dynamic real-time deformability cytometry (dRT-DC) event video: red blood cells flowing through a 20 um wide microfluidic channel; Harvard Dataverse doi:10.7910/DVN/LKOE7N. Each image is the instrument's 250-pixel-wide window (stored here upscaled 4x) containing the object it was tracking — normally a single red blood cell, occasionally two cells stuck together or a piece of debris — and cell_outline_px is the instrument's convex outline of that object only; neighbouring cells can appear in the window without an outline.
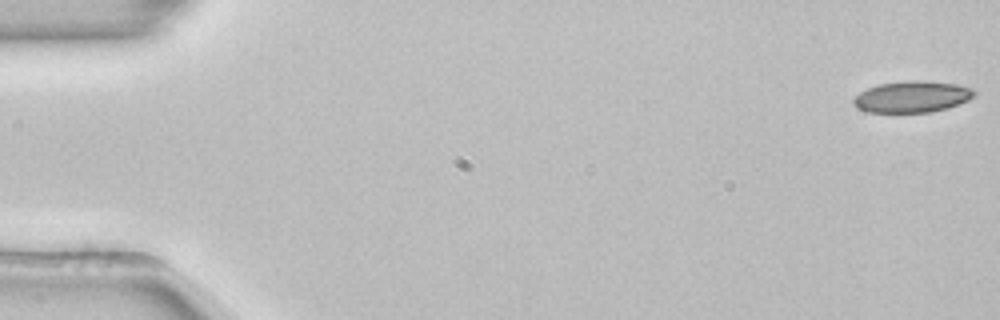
{"species": "common noctule bat (a hibernating species)", "species_latin": "Nyctalus noctula", "temperature_condition": "room temperature", "stored_images_in_passage": 53, "camera_frame_rate_fps": 3000, "um_per_image_px": 0.085, "animal": {"sex": "female", "body_mass_g": 22.7, "forearm_length_mm": 54.2}, "frame": {"image": 1, "passage_image": 1, "time_ms": 0.0, "image_size_px": [1000, 320], "cell_outline_px": [[976, 96], [968, 100], [948, 108], [932, 112], [868, 112], [856, 108], [852, 100], [860, 92], [868, 88], [880, 84], [912, 80], [916, 80], [956, 84], [972, 88], [976, 92]], "centroid_in_image_um": [77.55, 8.23], "position_along_channel_um": 7.5, "area_um2": 22.02}}
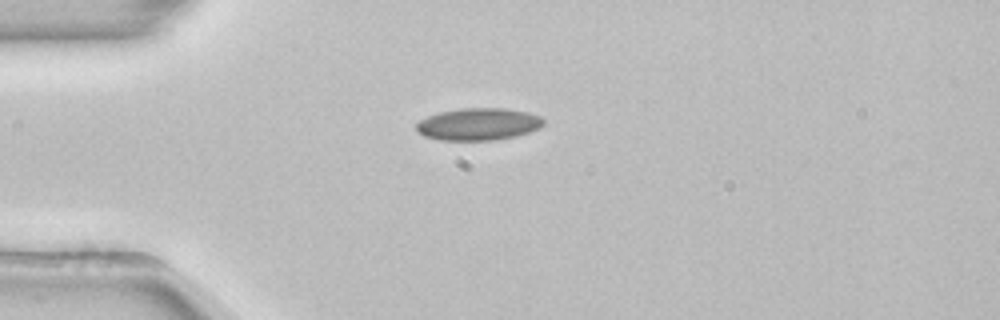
{"frame": {"image": 2, "passage_image": 14, "time_ms": 4.333, "image_size_px": [1000, 320], "cell_outline_px": [[544, 124], [540, 128], [516, 136], [496, 140], [440, 140], [424, 136], [416, 132], [416, 124], [420, 120], [428, 116], [440, 112], [464, 108], [504, 108], [528, 112], [540, 116], [544, 120]], "centroid_in_image_um": [40.67, 10.56], "position_along_channel_um": 44.3, "area_um2": 23.93}}
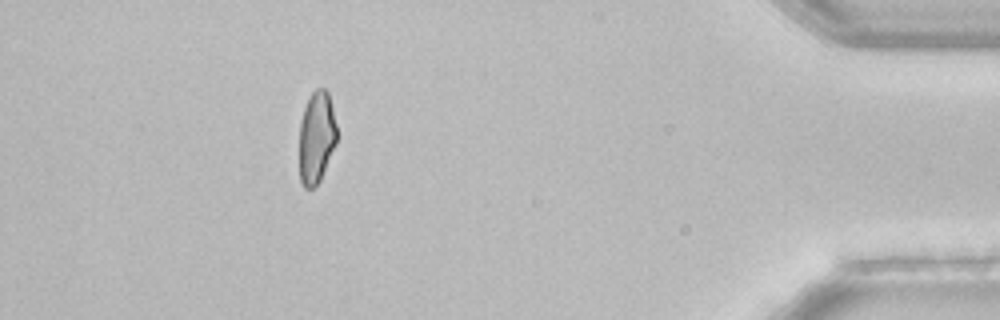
{"frame": {"image": 3, "passage_image": 48, "time_ms": 15.667, "image_size_px": [1000, 320], "cell_outline_px": [[336, 144], [320, 180], [312, 188], [304, 188], [300, 180], [300, 124], [304, 108], [308, 96], [316, 88], [324, 88], [328, 92], [336, 124]], "centroid_in_image_um": [26.9, 11.65], "position_along_channel_um": 408.3, "area_um2": 20.0}}